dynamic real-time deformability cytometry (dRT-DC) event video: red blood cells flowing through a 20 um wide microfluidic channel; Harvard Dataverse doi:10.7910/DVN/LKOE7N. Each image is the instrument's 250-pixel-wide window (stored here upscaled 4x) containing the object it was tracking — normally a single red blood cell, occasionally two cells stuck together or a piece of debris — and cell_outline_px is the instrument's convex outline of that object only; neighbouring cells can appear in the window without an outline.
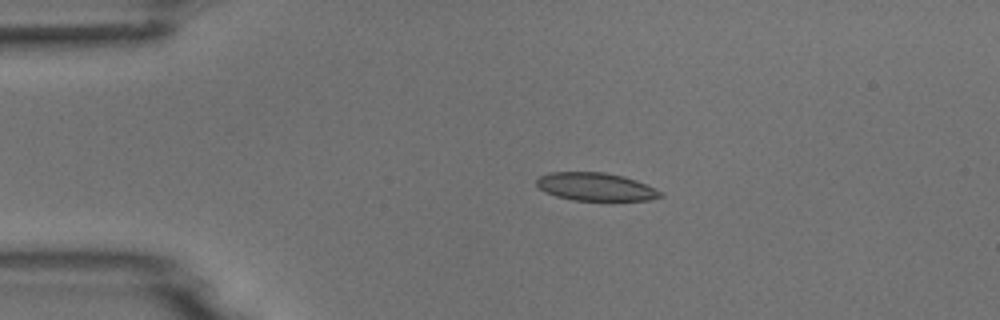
{"species": "common noctule bat (a hibernating species)", "species_latin": "Nyctalus noctula", "temperature_condition": "room temperature", "stored_images_in_passage": 2, "camera_frame_rate_fps": 3000, "um_per_image_px": 0.085, "animal": {"sex": "male", "body_mass_g": 18.8}, "frame": {"image": 1, "passage_image": 1, "time_ms": 0.0, "image_size_px": [1000, 320], "cell_outline_px": [[664, 196], [648, 200], [572, 200], [556, 196], [544, 192], [536, 184], [536, 180], [540, 176], [552, 172], [604, 172], [624, 176], [636, 180], [664, 192]], "centroid_in_image_um": [50.65, 15.87], "position_along_channel_um": 34.4, "area_um2": 20.23}}